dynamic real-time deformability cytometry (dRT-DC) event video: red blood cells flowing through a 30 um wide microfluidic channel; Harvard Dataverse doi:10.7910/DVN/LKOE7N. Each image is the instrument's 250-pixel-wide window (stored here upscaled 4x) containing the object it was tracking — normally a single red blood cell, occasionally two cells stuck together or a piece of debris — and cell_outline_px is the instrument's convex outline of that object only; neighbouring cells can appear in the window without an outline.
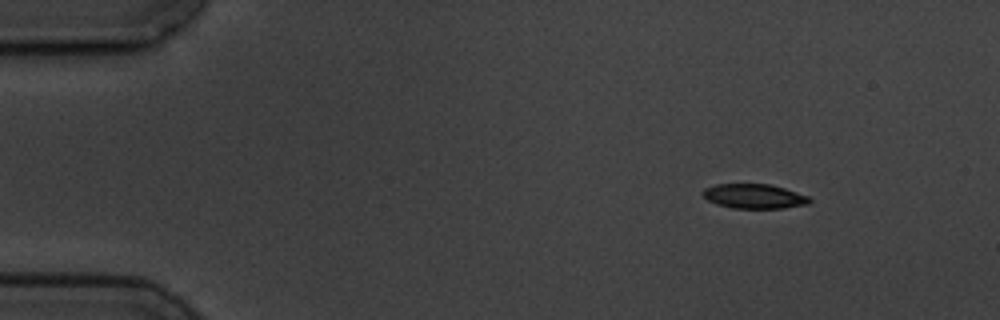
{"species": "common noctule bat (a hibernating species)", "species_latin": "Nyctalus noctula", "temperature_condition": "cold", "stored_images_in_passage": 5, "camera_frame_rate_fps": 3000, "um_per_image_px": 0.085, "animal": {"sex": "male", "body_mass_g": 19.5, "forearm_length_mm": 54.6}, "frame": {"image": 1, "passage_image": 1, "time_ms": 0.0, "image_size_px": [1000, 320], "cell_outline_px": [[812, 200], [808, 204], [784, 208], [732, 208], [716, 204], [708, 200], [700, 192], [704, 188], [716, 184], [768, 184], [784, 188], [808, 196]], "centroid_in_image_um": [64.08, 16.68], "position_along_channel_um": 20.9, "area_um2": 15.26}}
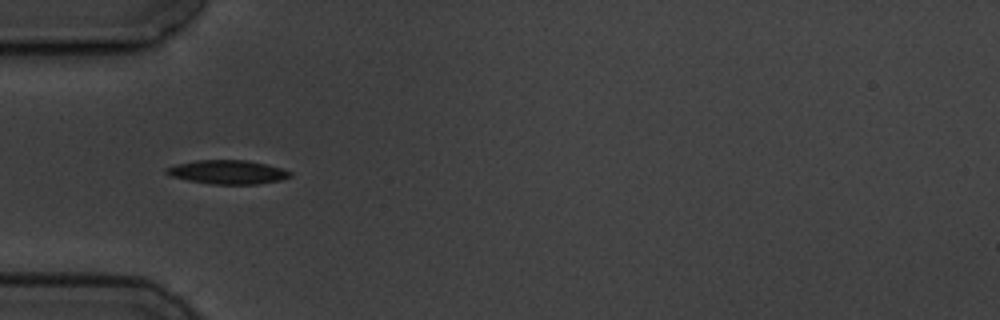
{"frame": {"image": 2, "passage_image": 4, "time_ms": 3.667, "image_size_px": [1000, 320], "cell_outline_px": [[292, 176], [284, 180], [256, 184], [212, 184], [188, 180], [172, 176], [164, 172], [164, 168], [176, 164], [196, 160], [248, 160], [280, 168], [292, 172]], "centroid_in_image_um": [19.35, 14.63], "position_along_channel_um": 65.6, "area_um2": 17.22}}
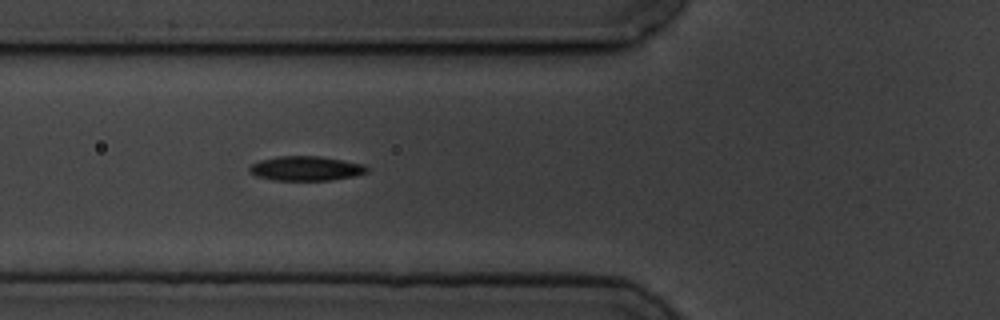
{"frame": {"image": 3, "passage_image": 5, "time_ms": 4.667, "image_size_px": [1000, 320], "cell_outline_px": [[368, 172], [352, 176], [332, 180], [272, 180], [256, 176], [248, 172], [248, 168], [252, 164], [260, 160], [276, 156], [320, 156], [364, 164], [368, 168]], "centroid_in_image_um": [25.97, 14.31], "position_along_channel_um": 99.8, "area_um2": 16.82}}